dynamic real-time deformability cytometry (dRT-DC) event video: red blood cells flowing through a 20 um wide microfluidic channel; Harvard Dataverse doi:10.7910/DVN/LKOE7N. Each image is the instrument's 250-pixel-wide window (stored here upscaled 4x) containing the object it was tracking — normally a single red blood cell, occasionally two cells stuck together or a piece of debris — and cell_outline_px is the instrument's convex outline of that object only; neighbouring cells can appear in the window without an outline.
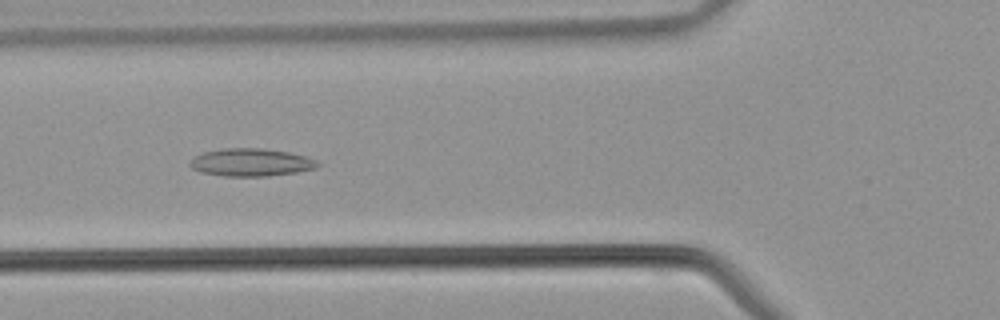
{"species": "common noctule bat (a hibernating species)", "species_latin": "Nyctalus noctula", "temperature_condition": "warm", "stored_images_in_passage": 41, "camera_frame_rate_fps": 3000, "um_per_image_px": 0.085, "animal": {"sex": "male", "body_mass_g": 21.5, "forearm_length_mm": 52.0}, "frame": {"image": 1, "passage_image": 15, "time_ms": 4.667, "image_size_px": [1000, 320], "cell_outline_px": [[320, 164], [316, 168], [296, 172], [268, 176], [224, 176], [200, 172], [192, 168], [188, 164], [196, 156], [204, 152], [224, 148], [260, 148], [288, 152], [304, 156], [316, 160]], "centroid_in_image_um": [21.33, 13.8], "position_along_channel_um": 104.5, "area_um2": 20.46}}
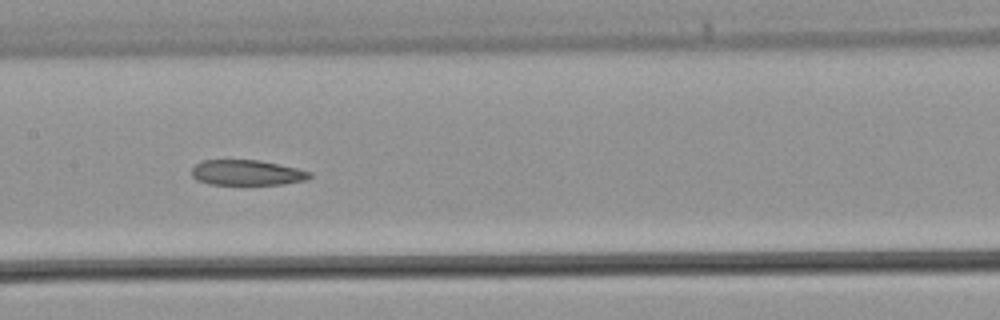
{"frame": {"image": 2, "passage_image": 20, "time_ms": 6.333, "image_size_px": [1000, 320], "cell_outline_px": [[312, 176], [308, 180], [284, 184], [208, 184], [196, 180], [192, 176], [192, 168], [196, 164], [204, 160], [260, 160], [296, 168], [312, 172]], "centroid_in_image_um": [21.0, 14.68], "position_along_channel_um": 186.4, "area_um2": 17.46}}
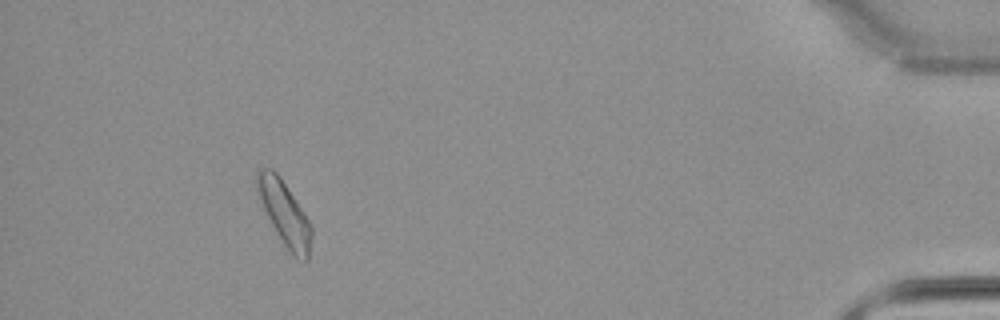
{"frame": {"image": 3, "passage_image": 38, "time_ms": 12.333, "image_size_px": [1000, 320], "cell_outline_px": [[312, 236], [308, 260], [296, 260], [288, 252], [276, 232], [256, 192], [256, 168], [272, 168], [280, 176], [308, 220], [312, 228]], "centroid_in_image_um": [24.17, 18.14], "position_along_channel_um": 411.0, "area_um2": 20.23}}